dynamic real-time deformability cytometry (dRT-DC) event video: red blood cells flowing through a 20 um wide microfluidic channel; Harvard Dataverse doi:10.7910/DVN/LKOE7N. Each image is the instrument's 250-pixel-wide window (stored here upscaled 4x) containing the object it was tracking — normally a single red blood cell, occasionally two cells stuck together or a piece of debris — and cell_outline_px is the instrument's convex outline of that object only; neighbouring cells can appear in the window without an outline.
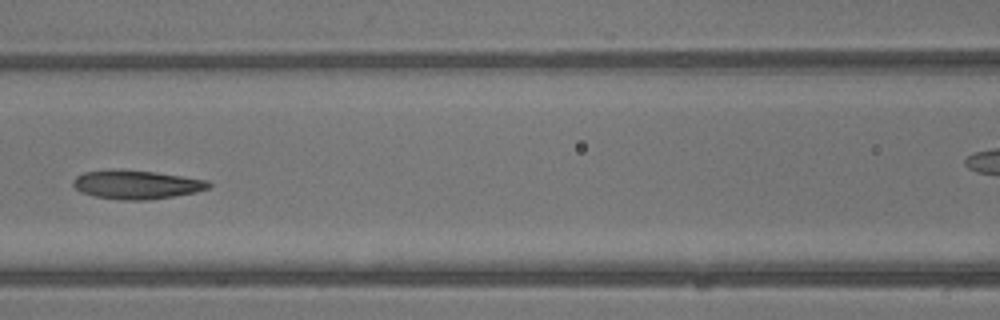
{"species": "common noctule bat (a hibernating species)", "species_latin": "Nyctalus noctula", "temperature_condition": "warm", "stored_images_in_passage": 43, "camera_frame_rate_fps": 3000, "um_per_image_px": 0.085, "animal": {"sex": "male", "body_mass_g": 13.3}, "frame": {"image": 1, "passage_image": 19, "time_ms": 6.0, "image_size_px": [1000, 320], "cell_outline_px": [[212, 188], [196, 192], [148, 200], [124, 200], [92, 196], [80, 192], [72, 184], [72, 180], [76, 176], [84, 172], [112, 168], [156, 172], [208, 180], [212, 184]], "centroid_in_image_um": [11.59, 15.68], "position_along_channel_um": 155.0, "area_um2": 23.06}}
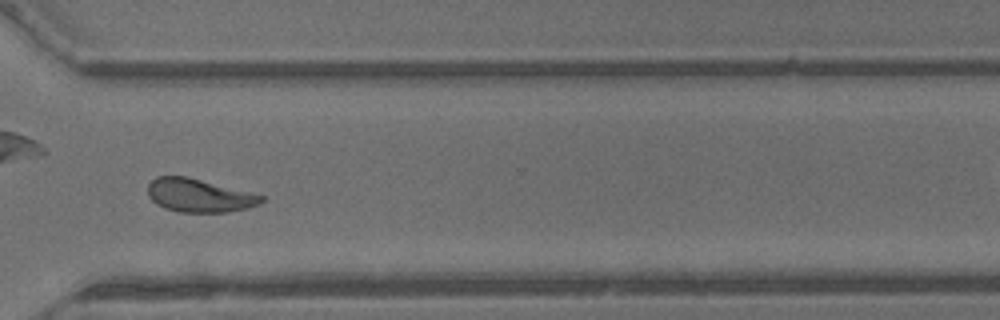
{"frame": {"image": 2, "passage_image": 31, "time_ms": 10.0, "image_size_px": [1000, 320], "cell_outline_px": [[268, 200], [260, 204], [248, 208], [228, 212], [180, 212], [164, 208], [156, 204], [148, 196], [148, 184], [156, 176], [188, 176], [264, 196]], "centroid_in_image_um": [16.94, 16.62], "position_along_channel_um": 353.7, "area_um2": 22.2}, "authors_computed_cell_mechanics": {"area_um2": 23.2356, "velocity_mm_per_s": 4.9739, "shape_relaxation_time_tau1_ms": 9.1565, "shape_relaxation_time_tau2_ms": 2.4485, "deformation_change_tau1": 0.2644, "deformation_change_tau2": 0.1001}}